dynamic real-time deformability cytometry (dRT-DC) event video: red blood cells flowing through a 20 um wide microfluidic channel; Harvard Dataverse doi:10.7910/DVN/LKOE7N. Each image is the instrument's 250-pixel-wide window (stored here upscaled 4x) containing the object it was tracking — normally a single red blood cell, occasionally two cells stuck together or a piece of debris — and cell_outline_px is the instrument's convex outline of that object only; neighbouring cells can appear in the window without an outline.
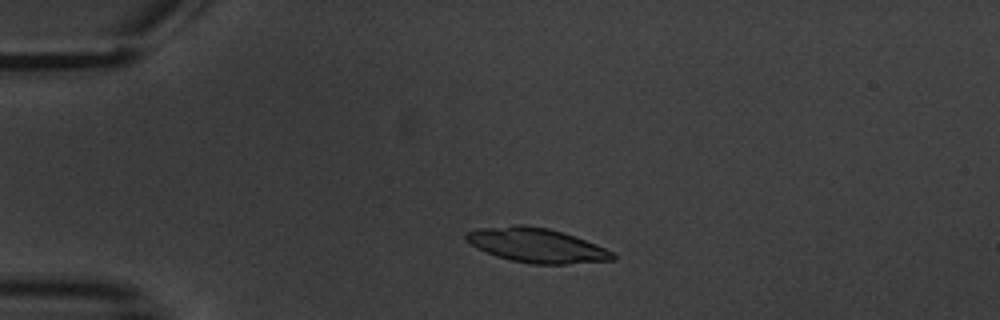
{"species": "common noctule bat (a hibernating species)", "species_latin": "Nyctalus noctula", "temperature_condition": "warm", "stored_images_in_passage": 2, "camera_frame_rate_fps": 3000, "um_per_image_px": 0.085, "animal": {"sex": "male", "body_mass_g": 20.1, "forearm_length_mm": 53.5}, "frame": {"image": 1, "passage_image": 1, "time_ms": 0.0, "image_size_px": [1000, 320], "cell_outline_px": [[616, 260], [568, 264], [528, 264], [496, 256], [464, 240], [464, 232], [480, 228], [512, 224], [524, 224], [548, 228], [596, 244], [612, 252], [616, 256]], "centroid_in_image_um": [45.59, 20.85], "position_along_channel_um": 39.4, "area_um2": 29.3}}